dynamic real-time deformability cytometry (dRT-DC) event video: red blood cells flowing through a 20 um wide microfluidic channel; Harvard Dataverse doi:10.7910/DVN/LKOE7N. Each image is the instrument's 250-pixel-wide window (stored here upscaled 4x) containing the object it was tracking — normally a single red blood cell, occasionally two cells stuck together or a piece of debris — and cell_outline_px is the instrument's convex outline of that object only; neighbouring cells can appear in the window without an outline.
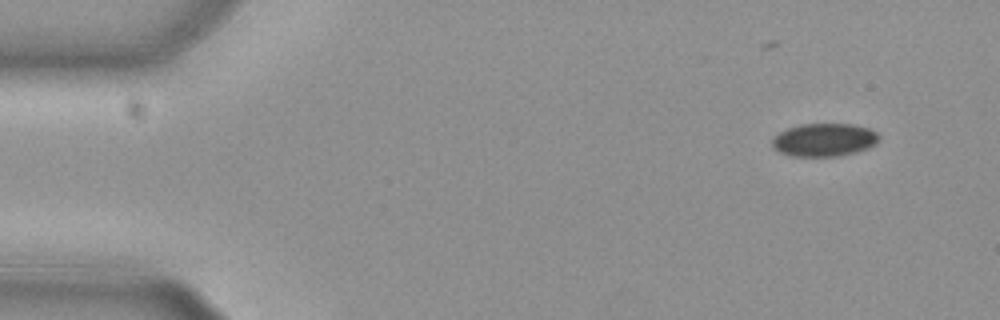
{"species": "common noctule bat (a hibernating species)", "species_latin": "Nyctalus noctula", "temperature_condition": "cold", "stored_images_in_passage": 21, "camera_frame_rate_fps": 3000, "um_per_image_px": 0.085, "animal": {"sex": "female", "body_mass_g": 29.2, "forearm_length_mm": 56.3}, "frame": {"image": 1, "passage_image": 1, "time_ms": 0.0, "image_size_px": [1000, 320], "cell_outline_px": [[880, 140], [876, 144], [868, 148], [856, 152], [840, 156], [792, 156], [780, 152], [772, 148], [772, 136], [788, 128], [804, 124], [856, 124], [868, 128], [876, 132], [880, 136]], "centroid_in_image_um": [70.07, 11.89], "position_along_channel_um": 14.9, "area_um2": 20.75}}
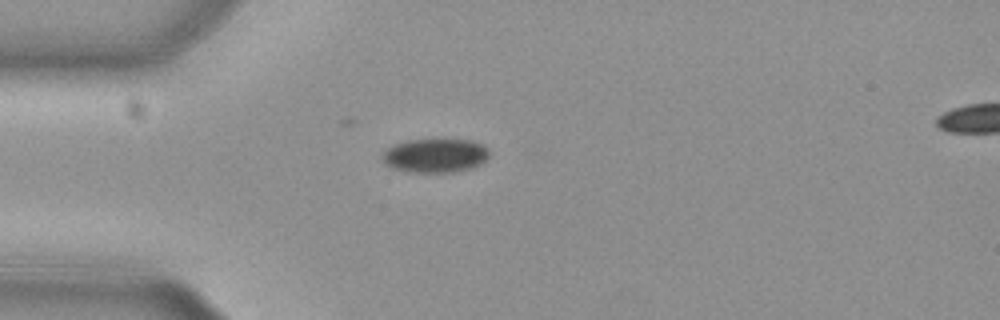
{"frame": {"image": 2, "passage_image": 11, "time_ms": 3.333, "image_size_px": [1000, 320], "cell_outline_px": [[488, 156], [480, 164], [472, 168], [456, 172], [408, 172], [392, 168], [384, 164], [384, 152], [388, 148], [396, 144], [408, 140], [472, 140], [488, 148]], "centroid_in_image_um": [37.0, 13.23], "position_along_channel_um": 48.0, "area_um2": 20.92}}
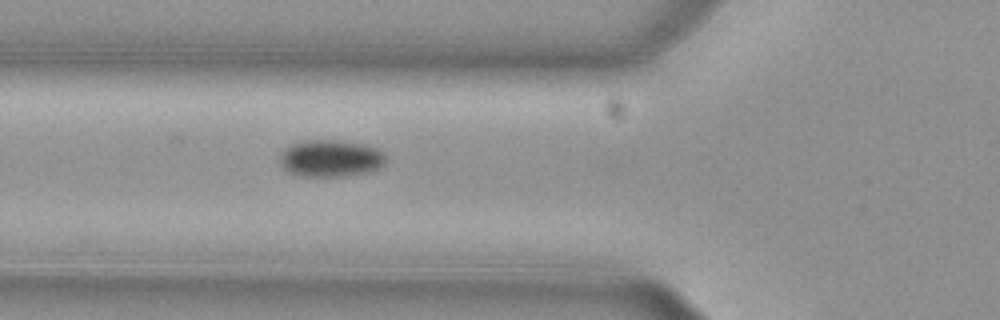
{"frame": {"image": 3, "passage_image": 16, "time_ms": 5.0, "image_size_px": [1000, 320], "cell_outline_px": [[384, 164], [380, 168], [368, 172], [344, 176], [300, 176], [288, 172], [280, 168], [280, 152], [292, 144], [308, 140], [332, 140], [364, 144], [376, 148], [384, 152]], "centroid_in_image_um": [28.07, 13.47], "position_along_channel_um": 97.7, "area_um2": 22.89}}